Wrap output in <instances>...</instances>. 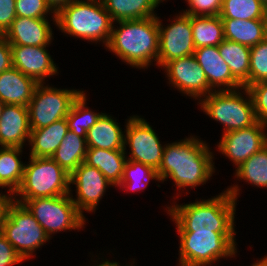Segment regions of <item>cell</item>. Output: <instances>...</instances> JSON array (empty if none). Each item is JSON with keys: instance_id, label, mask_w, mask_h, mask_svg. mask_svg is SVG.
<instances>
[{"instance_id": "cell-9", "label": "cell", "mask_w": 267, "mask_h": 266, "mask_svg": "<svg viewBox=\"0 0 267 266\" xmlns=\"http://www.w3.org/2000/svg\"><path fill=\"white\" fill-rule=\"evenodd\" d=\"M34 218L43 227L46 234L53 238L54 234L84 230L88 220L77 209L71 195L44 197L26 200L23 203Z\"/></svg>"}, {"instance_id": "cell-25", "label": "cell", "mask_w": 267, "mask_h": 266, "mask_svg": "<svg viewBox=\"0 0 267 266\" xmlns=\"http://www.w3.org/2000/svg\"><path fill=\"white\" fill-rule=\"evenodd\" d=\"M113 22L158 16L155 9L165 0H101Z\"/></svg>"}, {"instance_id": "cell-11", "label": "cell", "mask_w": 267, "mask_h": 266, "mask_svg": "<svg viewBox=\"0 0 267 266\" xmlns=\"http://www.w3.org/2000/svg\"><path fill=\"white\" fill-rule=\"evenodd\" d=\"M125 123L123 126H125L124 151L126 155L130 150L126 156L127 160L141 162L158 170L165 144L159 140L156 130L143 116L136 114L129 116Z\"/></svg>"}, {"instance_id": "cell-12", "label": "cell", "mask_w": 267, "mask_h": 266, "mask_svg": "<svg viewBox=\"0 0 267 266\" xmlns=\"http://www.w3.org/2000/svg\"><path fill=\"white\" fill-rule=\"evenodd\" d=\"M158 18L159 52L158 67L162 68L167 62L194 54L195 44L191 28V16L183 11L176 13L174 18L168 19L170 23L163 25Z\"/></svg>"}, {"instance_id": "cell-45", "label": "cell", "mask_w": 267, "mask_h": 266, "mask_svg": "<svg viewBox=\"0 0 267 266\" xmlns=\"http://www.w3.org/2000/svg\"><path fill=\"white\" fill-rule=\"evenodd\" d=\"M0 199H12V196L0 191Z\"/></svg>"}, {"instance_id": "cell-42", "label": "cell", "mask_w": 267, "mask_h": 266, "mask_svg": "<svg viewBox=\"0 0 267 266\" xmlns=\"http://www.w3.org/2000/svg\"><path fill=\"white\" fill-rule=\"evenodd\" d=\"M71 1L73 0H45L46 4L55 15Z\"/></svg>"}, {"instance_id": "cell-30", "label": "cell", "mask_w": 267, "mask_h": 266, "mask_svg": "<svg viewBox=\"0 0 267 266\" xmlns=\"http://www.w3.org/2000/svg\"><path fill=\"white\" fill-rule=\"evenodd\" d=\"M152 180L162 183L157 169L141 162L127 160L124 165L122 180L117 187L120 191L126 193L131 191L137 194L146 189Z\"/></svg>"}, {"instance_id": "cell-35", "label": "cell", "mask_w": 267, "mask_h": 266, "mask_svg": "<svg viewBox=\"0 0 267 266\" xmlns=\"http://www.w3.org/2000/svg\"><path fill=\"white\" fill-rule=\"evenodd\" d=\"M15 12L17 17L50 18L56 25L55 14L46 4L45 0H16ZM50 15H52L50 17Z\"/></svg>"}, {"instance_id": "cell-28", "label": "cell", "mask_w": 267, "mask_h": 266, "mask_svg": "<svg viewBox=\"0 0 267 266\" xmlns=\"http://www.w3.org/2000/svg\"><path fill=\"white\" fill-rule=\"evenodd\" d=\"M86 153V137H80L73 131L68 130L51 158L68 174H71L85 161Z\"/></svg>"}, {"instance_id": "cell-29", "label": "cell", "mask_w": 267, "mask_h": 266, "mask_svg": "<svg viewBox=\"0 0 267 266\" xmlns=\"http://www.w3.org/2000/svg\"><path fill=\"white\" fill-rule=\"evenodd\" d=\"M195 48L218 46L224 38V25L220 16H191Z\"/></svg>"}, {"instance_id": "cell-44", "label": "cell", "mask_w": 267, "mask_h": 266, "mask_svg": "<svg viewBox=\"0 0 267 266\" xmlns=\"http://www.w3.org/2000/svg\"><path fill=\"white\" fill-rule=\"evenodd\" d=\"M249 266H267V255H265L263 258H258L257 260H255L254 263Z\"/></svg>"}, {"instance_id": "cell-7", "label": "cell", "mask_w": 267, "mask_h": 266, "mask_svg": "<svg viewBox=\"0 0 267 266\" xmlns=\"http://www.w3.org/2000/svg\"><path fill=\"white\" fill-rule=\"evenodd\" d=\"M28 158L21 184L12 199L23 204L29 199L70 194V174L52 158Z\"/></svg>"}, {"instance_id": "cell-4", "label": "cell", "mask_w": 267, "mask_h": 266, "mask_svg": "<svg viewBox=\"0 0 267 266\" xmlns=\"http://www.w3.org/2000/svg\"><path fill=\"white\" fill-rule=\"evenodd\" d=\"M57 29L89 43L109 42L113 21L101 0H73L56 15Z\"/></svg>"}, {"instance_id": "cell-15", "label": "cell", "mask_w": 267, "mask_h": 266, "mask_svg": "<svg viewBox=\"0 0 267 266\" xmlns=\"http://www.w3.org/2000/svg\"><path fill=\"white\" fill-rule=\"evenodd\" d=\"M267 145V126L256 122L248 128L221 135L215 147L221 155L230 159L235 169Z\"/></svg>"}, {"instance_id": "cell-43", "label": "cell", "mask_w": 267, "mask_h": 266, "mask_svg": "<svg viewBox=\"0 0 267 266\" xmlns=\"http://www.w3.org/2000/svg\"><path fill=\"white\" fill-rule=\"evenodd\" d=\"M11 199H0V233L2 232V222L6 214V209Z\"/></svg>"}, {"instance_id": "cell-2", "label": "cell", "mask_w": 267, "mask_h": 266, "mask_svg": "<svg viewBox=\"0 0 267 266\" xmlns=\"http://www.w3.org/2000/svg\"><path fill=\"white\" fill-rule=\"evenodd\" d=\"M240 192L242 190L236 182L208 199L196 198L195 202L183 204L172 199L173 202L164 210L176 225L177 232H236L235 216Z\"/></svg>"}, {"instance_id": "cell-17", "label": "cell", "mask_w": 267, "mask_h": 266, "mask_svg": "<svg viewBox=\"0 0 267 266\" xmlns=\"http://www.w3.org/2000/svg\"><path fill=\"white\" fill-rule=\"evenodd\" d=\"M49 20L16 17L4 36L10 45L51 46L55 37Z\"/></svg>"}, {"instance_id": "cell-34", "label": "cell", "mask_w": 267, "mask_h": 266, "mask_svg": "<svg viewBox=\"0 0 267 266\" xmlns=\"http://www.w3.org/2000/svg\"><path fill=\"white\" fill-rule=\"evenodd\" d=\"M267 81V37L250 47L249 86Z\"/></svg>"}, {"instance_id": "cell-21", "label": "cell", "mask_w": 267, "mask_h": 266, "mask_svg": "<svg viewBox=\"0 0 267 266\" xmlns=\"http://www.w3.org/2000/svg\"><path fill=\"white\" fill-rule=\"evenodd\" d=\"M38 83L15 67L0 73V100L5 104L28 106Z\"/></svg>"}, {"instance_id": "cell-31", "label": "cell", "mask_w": 267, "mask_h": 266, "mask_svg": "<svg viewBox=\"0 0 267 266\" xmlns=\"http://www.w3.org/2000/svg\"><path fill=\"white\" fill-rule=\"evenodd\" d=\"M233 176L237 181L267 189V145L241 163L233 172Z\"/></svg>"}, {"instance_id": "cell-22", "label": "cell", "mask_w": 267, "mask_h": 266, "mask_svg": "<svg viewBox=\"0 0 267 266\" xmlns=\"http://www.w3.org/2000/svg\"><path fill=\"white\" fill-rule=\"evenodd\" d=\"M66 118L41 129L31 130L28 146L29 157L51 158L68 131Z\"/></svg>"}, {"instance_id": "cell-18", "label": "cell", "mask_w": 267, "mask_h": 266, "mask_svg": "<svg viewBox=\"0 0 267 266\" xmlns=\"http://www.w3.org/2000/svg\"><path fill=\"white\" fill-rule=\"evenodd\" d=\"M194 56L214 91L235 90L243 87L233 76L221 57L218 46L196 48Z\"/></svg>"}, {"instance_id": "cell-48", "label": "cell", "mask_w": 267, "mask_h": 266, "mask_svg": "<svg viewBox=\"0 0 267 266\" xmlns=\"http://www.w3.org/2000/svg\"><path fill=\"white\" fill-rule=\"evenodd\" d=\"M262 4L267 8V0H260Z\"/></svg>"}, {"instance_id": "cell-36", "label": "cell", "mask_w": 267, "mask_h": 266, "mask_svg": "<svg viewBox=\"0 0 267 266\" xmlns=\"http://www.w3.org/2000/svg\"><path fill=\"white\" fill-rule=\"evenodd\" d=\"M247 89L253 100L256 120L267 126V81L257 82Z\"/></svg>"}, {"instance_id": "cell-40", "label": "cell", "mask_w": 267, "mask_h": 266, "mask_svg": "<svg viewBox=\"0 0 267 266\" xmlns=\"http://www.w3.org/2000/svg\"><path fill=\"white\" fill-rule=\"evenodd\" d=\"M12 66V52L10 44L4 35H0V73Z\"/></svg>"}, {"instance_id": "cell-37", "label": "cell", "mask_w": 267, "mask_h": 266, "mask_svg": "<svg viewBox=\"0 0 267 266\" xmlns=\"http://www.w3.org/2000/svg\"><path fill=\"white\" fill-rule=\"evenodd\" d=\"M223 0H185L187 9L182 11L190 16H219Z\"/></svg>"}, {"instance_id": "cell-5", "label": "cell", "mask_w": 267, "mask_h": 266, "mask_svg": "<svg viewBox=\"0 0 267 266\" xmlns=\"http://www.w3.org/2000/svg\"><path fill=\"white\" fill-rule=\"evenodd\" d=\"M179 237L177 266H214L220 259L238 256L237 232H177ZM213 264V265H212Z\"/></svg>"}, {"instance_id": "cell-41", "label": "cell", "mask_w": 267, "mask_h": 266, "mask_svg": "<svg viewBox=\"0 0 267 266\" xmlns=\"http://www.w3.org/2000/svg\"><path fill=\"white\" fill-rule=\"evenodd\" d=\"M90 253V255H92V257H97V258H92L91 257V261L92 262H94L93 264L94 265H92V263H90L89 262V264H90V266H127L129 263L127 262V264H123V265H121L122 263H119V261L117 262V261H113V259H112V261H110L109 259H104V256L102 255L101 256V258L99 257V255H96V256H94L93 254H91V252H89ZM97 259V260H96ZM102 259V260H101ZM99 260V261H98ZM96 262V263H95ZM98 262H100V263H98ZM87 266H89V265H87Z\"/></svg>"}, {"instance_id": "cell-6", "label": "cell", "mask_w": 267, "mask_h": 266, "mask_svg": "<svg viewBox=\"0 0 267 266\" xmlns=\"http://www.w3.org/2000/svg\"><path fill=\"white\" fill-rule=\"evenodd\" d=\"M197 103L200 111L223 126L222 134L251 127L257 122L253 100L246 87L213 91Z\"/></svg>"}, {"instance_id": "cell-39", "label": "cell", "mask_w": 267, "mask_h": 266, "mask_svg": "<svg viewBox=\"0 0 267 266\" xmlns=\"http://www.w3.org/2000/svg\"><path fill=\"white\" fill-rule=\"evenodd\" d=\"M15 7L16 0H0V35L5 34L17 17Z\"/></svg>"}, {"instance_id": "cell-26", "label": "cell", "mask_w": 267, "mask_h": 266, "mask_svg": "<svg viewBox=\"0 0 267 266\" xmlns=\"http://www.w3.org/2000/svg\"><path fill=\"white\" fill-rule=\"evenodd\" d=\"M23 150L21 147L0 146V188H4L5 194L12 196L21 184L25 167L21 160Z\"/></svg>"}, {"instance_id": "cell-20", "label": "cell", "mask_w": 267, "mask_h": 266, "mask_svg": "<svg viewBox=\"0 0 267 266\" xmlns=\"http://www.w3.org/2000/svg\"><path fill=\"white\" fill-rule=\"evenodd\" d=\"M117 120L104 111L87 131V148L124 150L125 127L122 129L121 123H118Z\"/></svg>"}, {"instance_id": "cell-24", "label": "cell", "mask_w": 267, "mask_h": 266, "mask_svg": "<svg viewBox=\"0 0 267 266\" xmlns=\"http://www.w3.org/2000/svg\"><path fill=\"white\" fill-rule=\"evenodd\" d=\"M221 19L224 25L225 39L253 47L267 37V19Z\"/></svg>"}, {"instance_id": "cell-46", "label": "cell", "mask_w": 267, "mask_h": 266, "mask_svg": "<svg viewBox=\"0 0 267 266\" xmlns=\"http://www.w3.org/2000/svg\"><path fill=\"white\" fill-rule=\"evenodd\" d=\"M4 106H5V103L2 100H0V117L2 115V111H3Z\"/></svg>"}, {"instance_id": "cell-1", "label": "cell", "mask_w": 267, "mask_h": 266, "mask_svg": "<svg viewBox=\"0 0 267 266\" xmlns=\"http://www.w3.org/2000/svg\"><path fill=\"white\" fill-rule=\"evenodd\" d=\"M214 156L210 145L196 135L165 142L162 162L158 169L161 182L168 181V178L173 180L172 184L179 192L172 196L175 199L182 197L185 189V194L188 195L189 189L204 185L213 177L216 172Z\"/></svg>"}, {"instance_id": "cell-14", "label": "cell", "mask_w": 267, "mask_h": 266, "mask_svg": "<svg viewBox=\"0 0 267 266\" xmlns=\"http://www.w3.org/2000/svg\"><path fill=\"white\" fill-rule=\"evenodd\" d=\"M69 185L72 201L84 217V212L95 213L100 201L108 192L107 189L115 187L97 168L85 162L81 163L70 174ZM73 185L76 187V191L72 190ZM73 191H75L76 195L73 194Z\"/></svg>"}, {"instance_id": "cell-32", "label": "cell", "mask_w": 267, "mask_h": 266, "mask_svg": "<svg viewBox=\"0 0 267 266\" xmlns=\"http://www.w3.org/2000/svg\"><path fill=\"white\" fill-rule=\"evenodd\" d=\"M86 91L80 93V95L74 100L66 121L68 129L76 133L80 137H87V131L96 123L98 118L103 112H95L87 106V94Z\"/></svg>"}, {"instance_id": "cell-16", "label": "cell", "mask_w": 267, "mask_h": 266, "mask_svg": "<svg viewBox=\"0 0 267 266\" xmlns=\"http://www.w3.org/2000/svg\"><path fill=\"white\" fill-rule=\"evenodd\" d=\"M10 47L13 67L37 83H46L47 78L59 75L60 68L46 48L49 46L10 45Z\"/></svg>"}, {"instance_id": "cell-19", "label": "cell", "mask_w": 267, "mask_h": 266, "mask_svg": "<svg viewBox=\"0 0 267 266\" xmlns=\"http://www.w3.org/2000/svg\"><path fill=\"white\" fill-rule=\"evenodd\" d=\"M31 133L28 107L5 104L0 117V146H27Z\"/></svg>"}, {"instance_id": "cell-13", "label": "cell", "mask_w": 267, "mask_h": 266, "mask_svg": "<svg viewBox=\"0 0 267 266\" xmlns=\"http://www.w3.org/2000/svg\"><path fill=\"white\" fill-rule=\"evenodd\" d=\"M167 84L186 97L199 102L214 90L209 86L205 73L198 64L194 54L176 58L167 62L162 68Z\"/></svg>"}, {"instance_id": "cell-23", "label": "cell", "mask_w": 267, "mask_h": 266, "mask_svg": "<svg viewBox=\"0 0 267 266\" xmlns=\"http://www.w3.org/2000/svg\"><path fill=\"white\" fill-rule=\"evenodd\" d=\"M126 156L124 150L87 148L84 162L97 168L116 188L122 180Z\"/></svg>"}, {"instance_id": "cell-33", "label": "cell", "mask_w": 267, "mask_h": 266, "mask_svg": "<svg viewBox=\"0 0 267 266\" xmlns=\"http://www.w3.org/2000/svg\"><path fill=\"white\" fill-rule=\"evenodd\" d=\"M267 8L260 0H223L220 18L267 19Z\"/></svg>"}, {"instance_id": "cell-3", "label": "cell", "mask_w": 267, "mask_h": 266, "mask_svg": "<svg viewBox=\"0 0 267 266\" xmlns=\"http://www.w3.org/2000/svg\"><path fill=\"white\" fill-rule=\"evenodd\" d=\"M117 27V28H116ZM106 50L136 69L158 66L159 27L157 16L113 22Z\"/></svg>"}, {"instance_id": "cell-10", "label": "cell", "mask_w": 267, "mask_h": 266, "mask_svg": "<svg viewBox=\"0 0 267 266\" xmlns=\"http://www.w3.org/2000/svg\"><path fill=\"white\" fill-rule=\"evenodd\" d=\"M83 90L57 88L46 83H38L28 103L31 130L47 127L53 122L66 118L74 100Z\"/></svg>"}, {"instance_id": "cell-38", "label": "cell", "mask_w": 267, "mask_h": 266, "mask_svg": "<svg viewBox=\"0 0 267 266\" xmlns=\"http://www.w3.org/2000/svg\"><path fill=\"white\" fill-rule=\"evenodd\" d=\"M22 262L24 263L25 261L8 242L6 237L0 233V266H15Z\"/></svg>"}, {"instance_id": "cell-47", "label": "cell", "mask_w": 267, "mask_h": 266, "mask_svg": "<svg viewBox=\"0 0 267 266\" xmlns=\"http://www.w3.org/2000/svg\"><path fill=\"white\" fill-rule=\"evenodd\" d=\"M131 260H133V261H130L129 262V264L127 265V266H136L135 264V259L133 258V259H131Z\"/></svg>"}, {"instance_id": "cell-8", "label": "cell", "mask_w": 267, "mask_h": 266, "mask_svg": "<svg viewBox=\"0 0 267 266\" xmlns=\"http://www.w3.org/2000/svg\"><path fill=\"white\" fill-rule=\"evenodd\" d=\"M1 233L25 262L51 240L27 207L14 199L7 206Z\"/></svg>"}, {"instance_id": "cell-27", "label": "cell", "mask_w": 267, "mask_h": 266, "mask_svg": "<svg viewBox=\"0 0 267 266\" xmlns=\"http://www.w3.org/2000/svg\"><path fill=\"white\" fill-rule=\"evenodd\" d=\"M218 49L229 66L232 76L243 86L249 87L250 47L224 39Z\"/></svg>"}]
</instances>
